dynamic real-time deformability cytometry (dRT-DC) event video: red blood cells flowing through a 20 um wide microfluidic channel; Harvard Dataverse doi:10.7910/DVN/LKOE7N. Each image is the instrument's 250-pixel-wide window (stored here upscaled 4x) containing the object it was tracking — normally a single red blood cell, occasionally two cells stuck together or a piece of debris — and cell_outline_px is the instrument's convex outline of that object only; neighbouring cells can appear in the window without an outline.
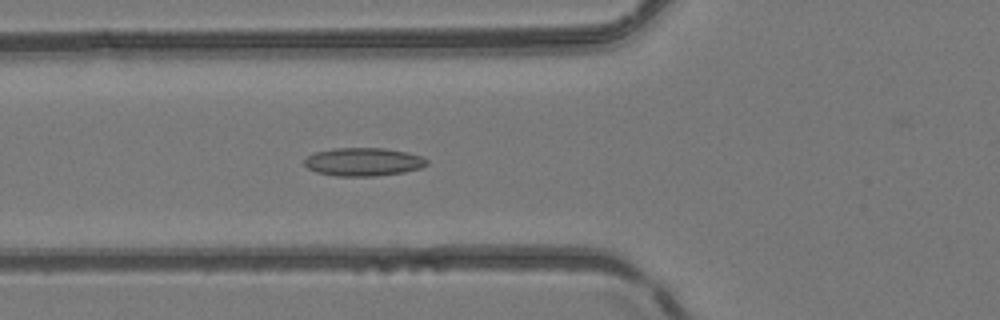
{"species": "common noctule bat (a hibernating species)", "species_latin": "Nyctalus noctula", "temperature_condition": "room temperature", "stored_images_in_passage": 47, "camera_frame_rate_fps": 3000, "um_per_image_px": 0.085, "animal": {"sex": "female", "body_mass_g": 24.6, "forearm_length_mm": 56.2}, "frame": {"image": 1, "passage_image": 18, "time_ms": 5.667, "image_size_px": [1000, 320], "cell_outline_px": [[428, 164], [420, 168], [404, 172], [376, 176], [336, 176], [316, 172], [308, 168], [304, 164], [304, 160], [308, 156], [316, 152], [336, 148], [384, 148], [408, 152], [420, 156], [428, 160]], "centroid_in_image_um": [30.89, 13.76], "position_along_channel_um": 94.9, "area_um2": 20.11}}
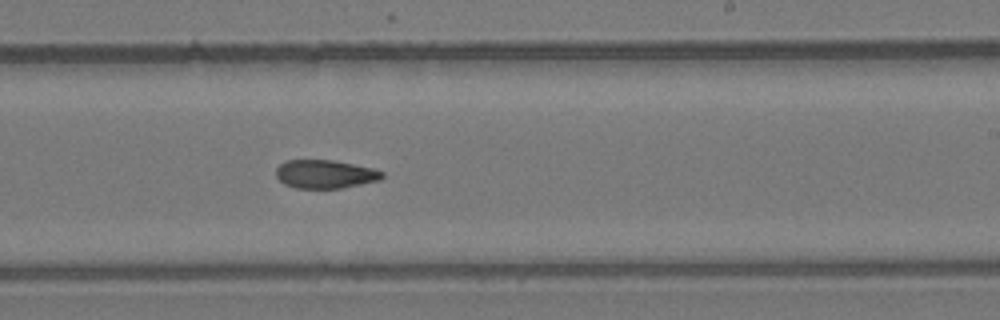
{"frame": {"image": 2, "passage_image": 30, "time_ms": 9.667, "image_size_px": [1000, 320], "cell_outline_px": [[384, 176], [380, 180], [340, 188], [296, 188], [284, 184], [276, 176], [276, 168], [284, 160], [332, 160], [372, 168], [384, 172]], "centroid_in_image_um": [27.61, 14.8], "position_along_channel_um": 261.4, "area_um2": 17.51}}
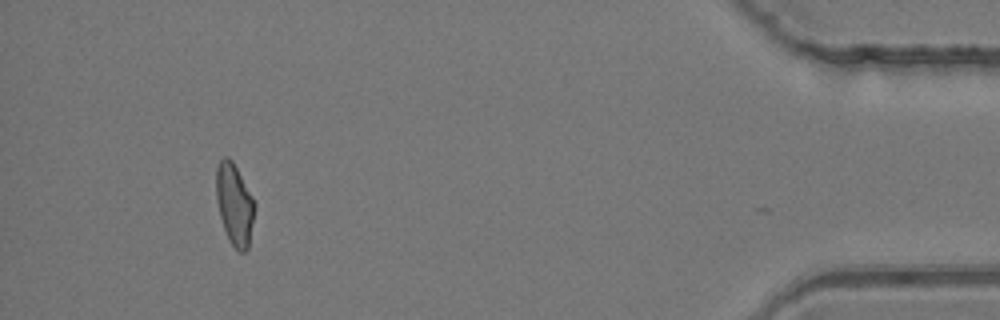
{"frame": {"image": 3, "passage_image": 46, "time_ms": 15.0, "image_size_px": [1000, 320], "cell_outline_px": [[252, 220], [248, 248], [244, 252], [240, 252], [228, 240], [220, 216], [216, 200], [216, 168], [220, 160], [224, 156], [228, 156], [232, 160], [252, 196]], "centroid_in_image_um": [19.88, 17.34], "position_along_channel_um": 415.3, "area_um2": 17.69}, "authors_computed_cell_mechanics": {"area_um2": 18.6694, "velocity_mm_per_s": 4.1536, "shape_relaxation_time_tau1_ms": null, "shape_relaxation_time_tau2_ms": 4.4665, "deformation_change_tau1": null, "deformation_change_tau2": 0.1158}}